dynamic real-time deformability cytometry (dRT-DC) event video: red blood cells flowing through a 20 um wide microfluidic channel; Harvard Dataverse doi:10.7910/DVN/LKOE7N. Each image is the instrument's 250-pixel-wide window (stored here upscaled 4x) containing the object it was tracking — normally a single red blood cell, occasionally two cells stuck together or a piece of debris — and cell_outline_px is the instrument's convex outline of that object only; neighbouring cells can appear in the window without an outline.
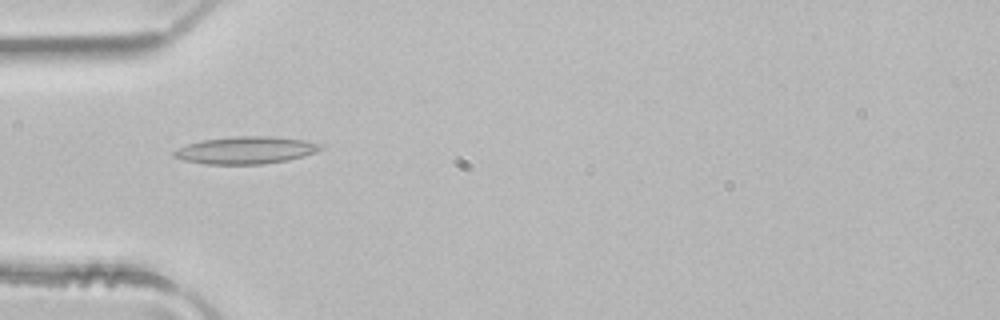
{"species": "common noctule bat (a hibernating species)", "species_latin": "Nyctalus noctula", "temperature_condition": "room temperature", "stored_images_in_passage": 5, "camera_frame_rate_fps": 3000, "um_per_image_px": 0.085, "animal": {"sex": "male", "body_mass_g": 21.5, "forearm_length_mm": 52.0}, "frame": {"image": 1, "passage_image": 4, "time_ms": 1.0, "image_size_px": [1000, 320], "cell_outline_px": [[324, 148], [316, 152], [304, 156], [288, 160], [264, 164], [208, 164], [184, 160], [172, 156], [172, 152], [176, 148], [188, 144], [204, 140], [232, 136], [268, 136], [304, 140], [320, 144]], "centroid_in_image_um": [20.89, 12.77], "position_along_channel_um": 64.1, "area_um2": 23.29}}
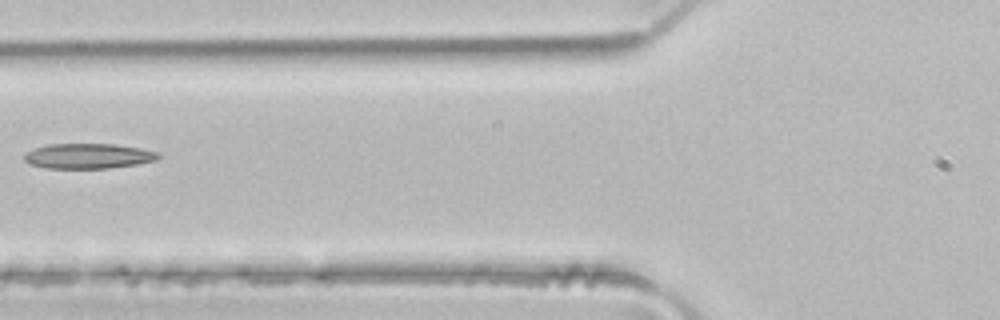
{"frame": {"image": 2, "passage_image": 5, "time_ms": 1.333, "image_size_px": [1000, 320], "cell_outline_px": [[160, 156], [156, 160], [136, 164], [108, 168], [44, 168], [28, 164], [24, 160], [24, 156], [28, 152], [36, 148], [48, 144], [116, 144], [140, 148], [160, 152]], "centroid_in_image_um": [7.51, 13.26], "position_along_channel_um": 118.3, "area_um2": 19.59}}